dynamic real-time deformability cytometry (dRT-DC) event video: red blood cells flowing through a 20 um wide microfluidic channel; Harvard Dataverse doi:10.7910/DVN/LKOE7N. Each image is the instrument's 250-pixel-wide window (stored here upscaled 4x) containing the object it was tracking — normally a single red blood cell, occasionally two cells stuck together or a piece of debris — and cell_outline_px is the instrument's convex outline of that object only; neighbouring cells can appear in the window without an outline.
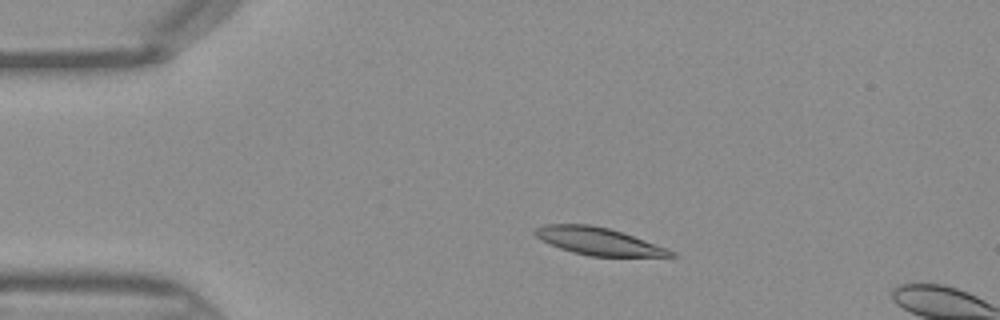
{"species": "Egyptian fruit bat (a non-hibernating species)", "species_latin": "Rousettus aegyptiacus", "temperature_condition": "warm", "stored_images_in_passage": 10, "camera_frame_rate_fps": 3000, "um_per_image_px": 0.085, "frame": {"image": 1, "passage_image": 7, "time_ms": 2.0, "image_size_px": [1000, 320], "cell_outline_px": [[676, 256], [592, 256], [572, 252], [560, 248], [536, 236], [532, 232], [536, 228], [544, 224], [592, 224], [608, 228], [668, 248], [676, 252]], "centroid_in_image_um": [50.86, 20.5], "position_along_channel_um": 34.1, "area_um2": 21.33}}